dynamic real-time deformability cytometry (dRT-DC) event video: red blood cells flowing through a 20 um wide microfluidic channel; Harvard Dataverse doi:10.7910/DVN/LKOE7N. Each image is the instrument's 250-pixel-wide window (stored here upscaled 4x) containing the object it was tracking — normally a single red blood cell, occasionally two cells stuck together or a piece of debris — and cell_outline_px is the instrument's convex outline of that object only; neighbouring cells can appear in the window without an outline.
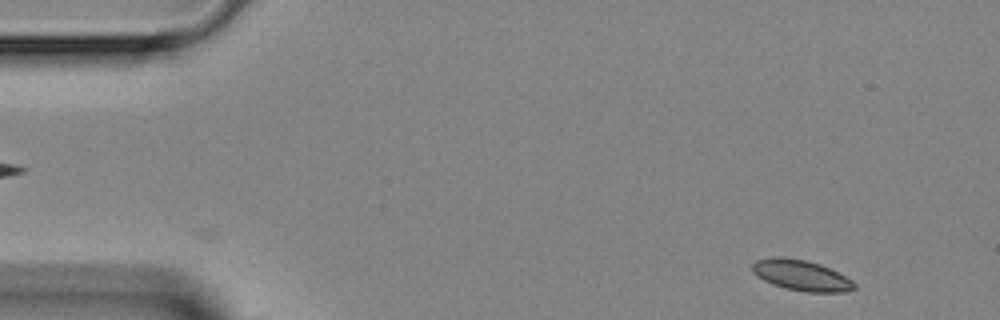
{"species": "Egyptian fruit bat (a non-hibernating species)", "species_latin": "Rousettus aegyptiacus", "temperature_condition": "room temperature", "stored_images_in_passage": 43, "camera_frame_rate_fps": 3000, "um_per_image_px": 0.085, "animal": {"sex": "female"}, "frame": {"image": 1, "passage_image": 1, "time_ms": 0.0, "image_size_px": [1000, 320], "cell_outline_px": [[856, 288], [848, 292], [804, 292], [784, 288], [772, 284], [756, 276], [752, 272], [752, 264], [756, 260], [776, 256], [780, 256], [804, 260], [820, 264], [852, 280], [856, 284]], "centroid_in_image_um": [68.09, 23.41], "position_along_channel_um": 16.9, "area_um2": 18.26}}
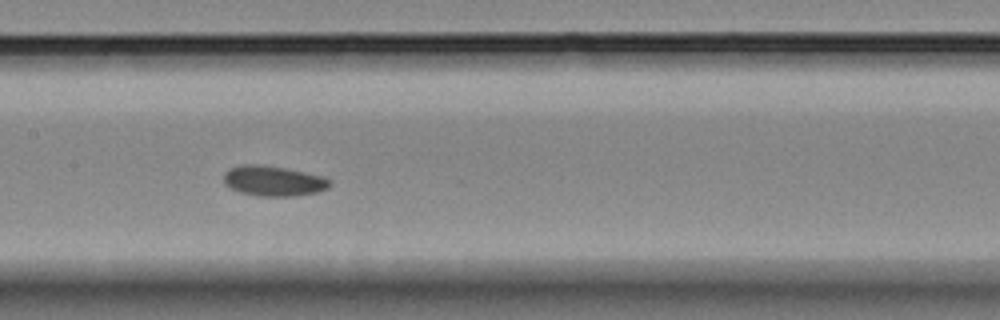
{"frame": {"image": 2, "passage_image": 19, "time_ms": 6.0, "image_size_px": [1000, 320], "cell_outline_px": [[332, 184], [328, 188], [316, 192], [296, 196], [260, 196], [240, 192], [228, 188], [224, 184], [224, 172], [228, 168], [240, 164], [264, 164], [324, 176], [332, 180]], "centroid_in_image_um": [23.22, 15.37], "position_along_channel_um": 184.2, "area_um2": 19.02}}
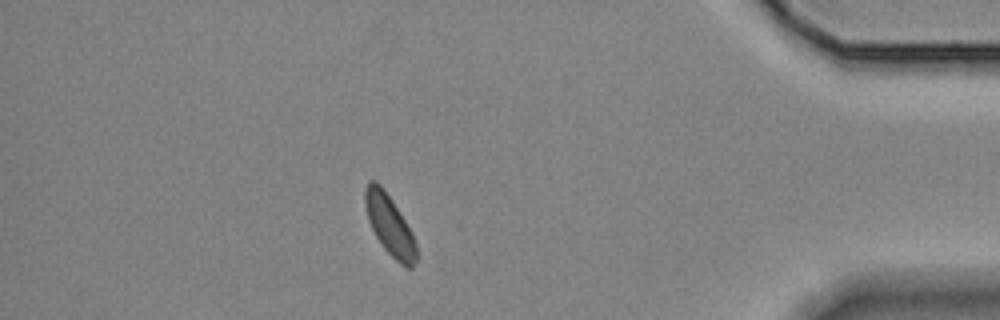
{"frame": {"image": 3, "passage_image": 37, "time_ms": 12.0, "image_size_px": [1000, 320], "cell_outline_px": [[416, 260], [412, 268], [404, 268], [384, 248], [376, 236], [368, 220], [364, 204], [364, 188], [368, 180], [376, 180], [380, 184], [392, 200], [412, 232], [416, 244]], "centroid_in_image_um": [33.1, 19.11], "position_along_channel_um": 402.1, "area_um2": 17.98}}